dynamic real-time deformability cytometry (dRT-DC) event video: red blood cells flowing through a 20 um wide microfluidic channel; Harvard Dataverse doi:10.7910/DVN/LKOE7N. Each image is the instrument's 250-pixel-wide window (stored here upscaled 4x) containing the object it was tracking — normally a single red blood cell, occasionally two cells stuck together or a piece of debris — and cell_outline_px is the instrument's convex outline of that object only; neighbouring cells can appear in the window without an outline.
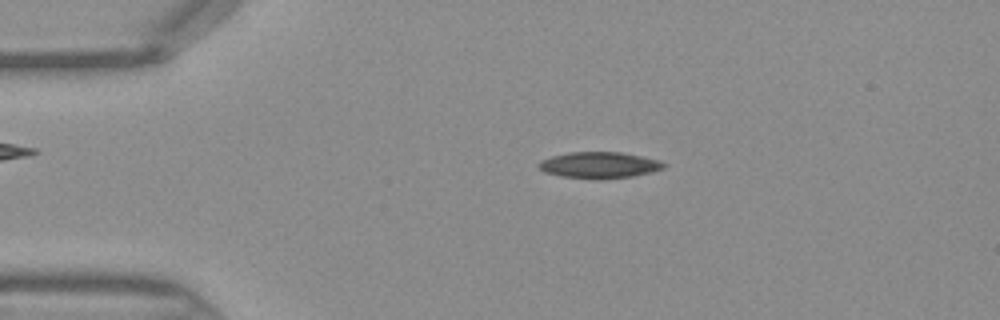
{"species": "Egyptian fruit bat (a non-hibernating species)", "species_latin": "Rousettus aegyptiacus", "temperature_condition": "warm", "stored_images_in_passage": 41, "camera_frame_rate_fps": 3000, "um_per_image_px": 0.085, "frame": {"image": 1, "passage_image": 5, "time_ms": 1.333, "image_size_px": [1000, 320], "cell_outline_px": [[668, 164], [664, 168], [632, 176], [600, 180], [560, 176], [544, 172], [536, 164], [540, 160], [552, 156], [568, 152], [624, 152], [660, 160]], "centroid_in_image_um": [50.93, 14.03], "position_along_channel_um": 34.1, "area_um2": 19.36}}
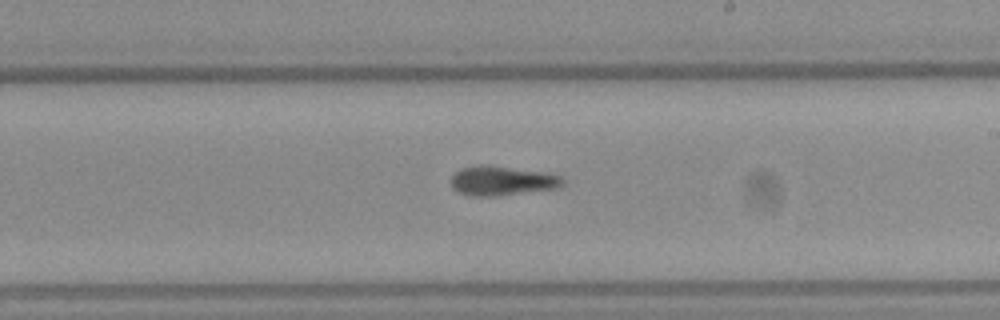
{"frame": {"image": 2, "passage_image": 22, "time_ms": 7.0, "image_size_px": [1000, 320], "cell_outline_px": [[564, 184], [560, 188], [496, 196], [468, 196], [452, 188], [452, 176], [460, 168], [476, 164], [544, 172], [564, 176]], "centroid_in_image_um": [42.7, 15.37], "position_along_channel_um": 246.3, "area_um2": 19.19}}
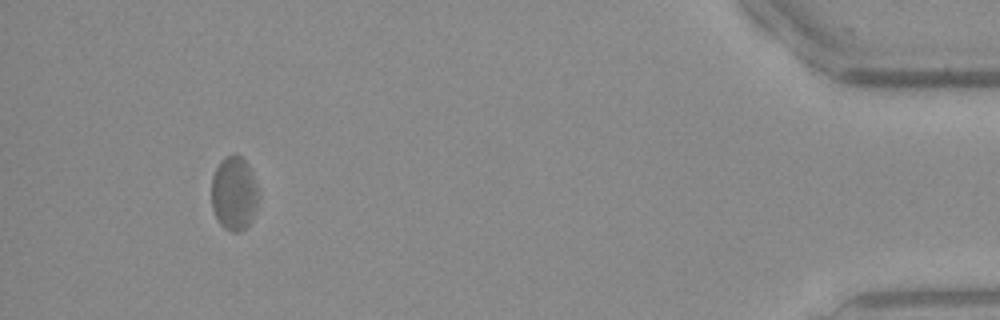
{"frame": {"image": 3, "passage_image": 38, "time_ms": 12.333, "image_size_px": [1000, 320], "cell_outline_px": [[256, 204], [252, 220], [240, 232], [232, 232], [224, 228], [220, 224], [212, 208], [212, 176], [220, 160], [224, 156], [232, 152], [240, 156], [248, 164], [252, 172], [256, 184]], "centroid_in_image_um": [19.86, 16.4], "position_along_channel_um": 415.3, "area_um2": 20.11}}